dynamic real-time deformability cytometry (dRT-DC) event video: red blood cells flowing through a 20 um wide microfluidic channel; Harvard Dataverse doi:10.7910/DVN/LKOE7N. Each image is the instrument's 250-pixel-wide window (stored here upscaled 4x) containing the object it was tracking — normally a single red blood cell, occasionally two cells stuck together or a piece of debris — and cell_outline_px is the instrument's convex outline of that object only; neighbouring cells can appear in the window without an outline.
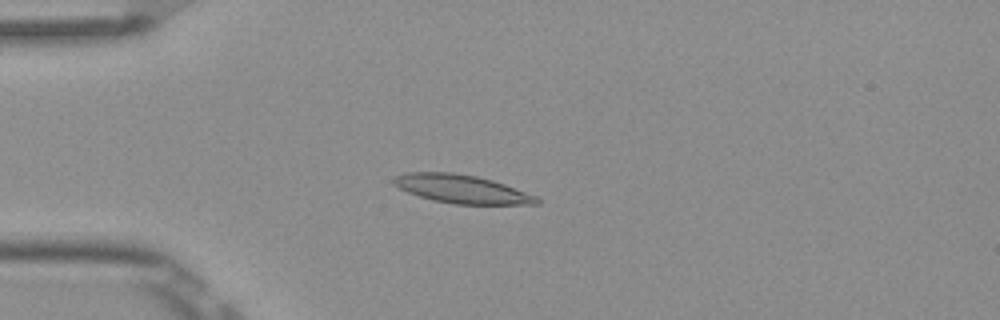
{"species": "Egyptian fruit bat (a non-hibernating species)", "species_latin": "Rousettus aegyptiacus", "temperature_condition": "room temperature", "stored_images_in_passage": 7, "camera_frame_rate_fps": 3000, "um_per_image_px": 0.085, "frame": {"image": 1, "passage_image": 5, "time_ms": 1.333, "image_size_px": [1000, 320], "cell_outline_px": [[540, 204], [452, 204], [432, 200], [408, 192], [400, 188], [392, 180], [396, 176], [404, 172], [452, 172], [476, 176], [492, 180], [504, 184], [536, 196], [540, 200]], "centroid_in_image_um": [39.24, 16.06], "position_along_channel_um": 45.8, "area_um2": 23.47}}
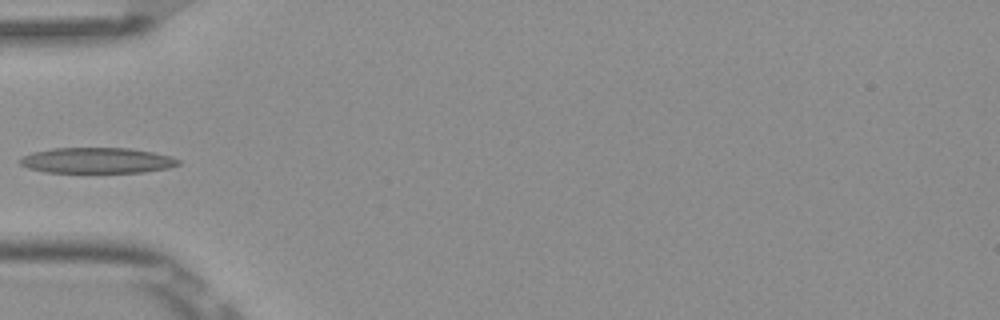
{"frame": {"image": 2, "passage_image": 6, "time_ms": 1.667, "image_size_px": [1000, 320], "cell_outline_px": [[180, 164], [168, 168], [144, 172], [44, 172], [28, 168], [20, 164], [20, 160], [24, 156], [32, 152], [52, 148], [128, 148], [152, 152], [172, 156], [180, 160]], "centroid_in_image_um": [8.26, 13.64], "position_along_channel_um": 76.7, "area_um2": 23.58}}
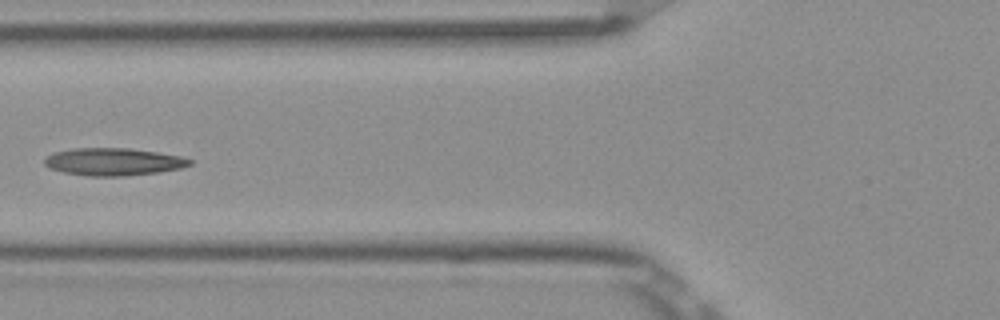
{"frame": {"image": 3, "passage_image": 7, "time_ms": 2.0, "image_size_px": [1000, 320], "cell_outline_px": [[192, 164], [180, 168], [156, 172], [124, 176], [88, 176], [64, 172], [48, 168], [44, 164], [44, 160], [48, 156], [56, 152], [72, 148], [128, 148], [156, 152], [180, 156], [192, 160]], "centroid_in_image_um": [9.62, 13.75], "position_along_channel_um": 116.2, "area_um2": 23.06}}